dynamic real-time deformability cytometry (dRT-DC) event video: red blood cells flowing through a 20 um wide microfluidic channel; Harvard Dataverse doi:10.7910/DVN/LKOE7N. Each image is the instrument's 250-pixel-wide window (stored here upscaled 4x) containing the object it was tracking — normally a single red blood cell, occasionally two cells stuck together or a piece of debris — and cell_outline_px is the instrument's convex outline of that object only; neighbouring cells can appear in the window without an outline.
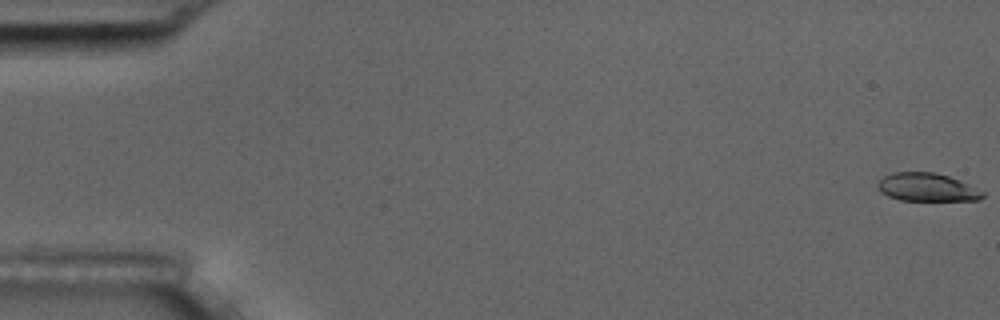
{"species": "common noctule bat (a hibernating species)", "species_latin": "Nyctalus noctula", "temperature_condition": "room temperature", "stored_images_in_passage": 57, "camera_frame_rate_fps": 3000, "um_per_image_px": 0.085, "animal": {"sex": "male", "body_mass_g": 17.5, "forearm_length_mm": 52.3}, "frame": {"image": 1, "passage_image": 1, "time_ms": 0.0, "image_size_px": [1000, 320], "cell_outline_px": [[984, 196], [980, 200], [900, 200], [888, 196], [880, 192], [876, 188], [876, 184], [884, 176], [892, 172], [936, 172], [948, 176], [968, 184], [984, 192]], "centroid_in_image_um": [78.75, 15.91], "position_along_channel_um": 6.2, "area_um2": 17.22}}
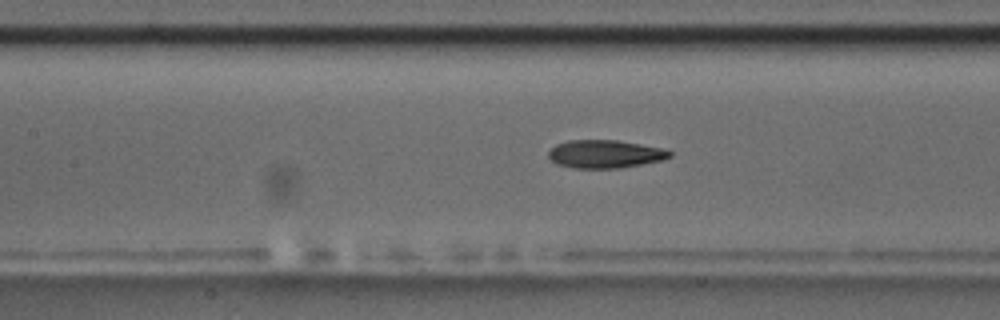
{"frame": {"image": 2, "passage_image": 26, "time_ms": 8.333, "image_size_px": [1000, 320], "cell_outline_px": [[672, 156], [664, 160], [620, 168], [572, 168], [556, 164], [548, 156], [548, 152], [556, 144], [568, 140], [616, 140], [668, 148], [672, 152]], "centroid_in_image_um": [51.48, 13.09], "position_along_channel_um": 155.9, "area_um2": 20.11}}
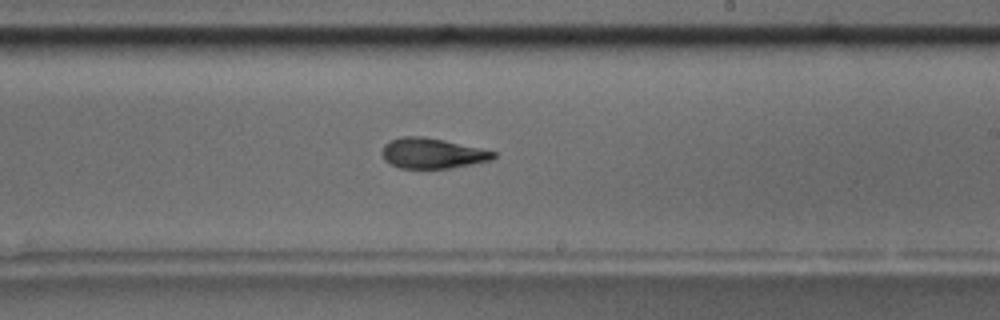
{"frame": {"image": 3, "passage_image": 34, "time_ms": 11.0, "image_size_px": [1000, 320], "cell_outline_px": [[496, 156], [492, 160], [472, 164], [448, 168], [400, 168], [388, 164], [384, 160], [380, 152], [384, 144], [388, 140], [400, 136], [420, 136], [444, 140], [496, 152]], "centroid_in_image_um": [36.67, 13.03], "position_along_channel_um": 252.3, "area_um2": 19.83}, "authors_computed_cell_mechanics": {"area_um2": 19.8254, "velocity_mm_per_s": 3.6291, "shape_relaxation_time_tau1_ms": null, "shape_relaxation_time_tau2_ms": 2.5418, "deformation_change_tau1": null, "deformation_change_tau2": 0.1077}}